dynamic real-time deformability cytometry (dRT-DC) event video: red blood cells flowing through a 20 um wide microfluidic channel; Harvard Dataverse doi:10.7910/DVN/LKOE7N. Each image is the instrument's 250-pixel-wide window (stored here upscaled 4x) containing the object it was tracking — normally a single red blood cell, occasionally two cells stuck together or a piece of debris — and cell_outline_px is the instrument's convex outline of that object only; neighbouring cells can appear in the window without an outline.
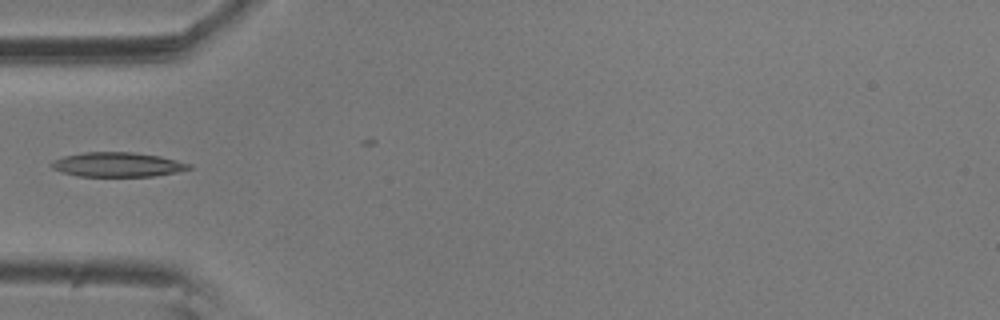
{"species": "common noctule bat (a hibernating species)", "species_latin": "Nyctalus noctula", "temperature_condition": "room temperature", "stored_images_in_passage": 5, "camera_frame_rate_fps": 3000, "um_per_image_px": 0.085, "animal": {"sex": "male", "body_mass_g": 20.5, "forearm_length_mm": 52.5}, "frame": {"image": 1, "passage_image": 1, "time_ms": 0.0, "image_size_px": [1000, 320], "cell_outline_px": [[192, 168], [176, 172], [152, 176], [76, 176], [52, 168], [52, 160], [64, 156], [84, 152], [132, 152], [160, 156], [192, 164]], "centroid_in_image_um": [10.0, 13.98], "position_along_channel_um": 75.0, "area_um2": 19.48}}
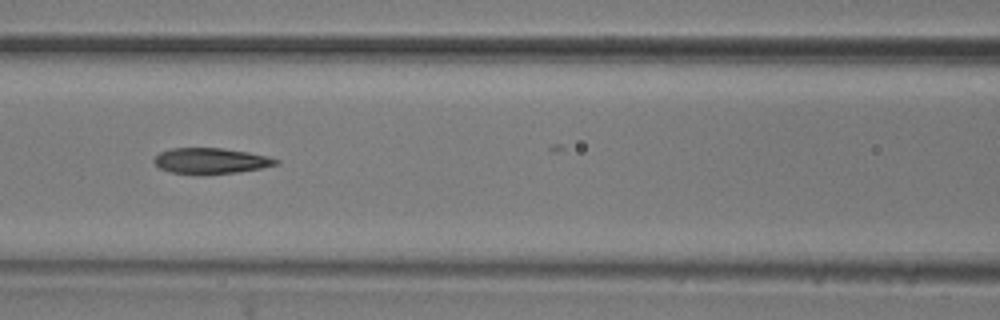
{"frame": {"image": 2, "passage_image": 3, "time_ms": 0.667, "image_size_px": [1000, 320], "cell_outline_px": [[280, 160], [276, 164], [260, 168], [236, 172], [204, 176], [196, 176], [172, 172], [160, 168], [152, 160], [160, 152], [172, 148], [224, 148], [248, 152], [268, 156]], "centroid_in_image_um": [17.89, 13.69], "position_along_channel_um": 148.7, "area_um2": 18.55}}
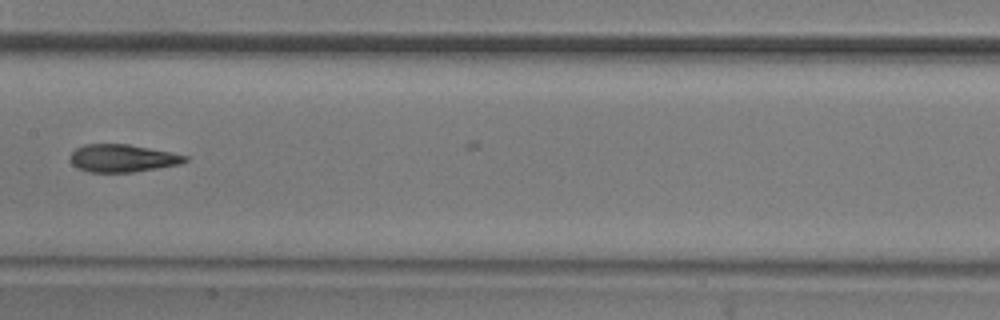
{"frame": {"image": 3, "passage_image": 4, "time_ms": 1.0, "image_size_px": [1000, 320], "cell_outline_px": [[188, 160], [180, 164], [132, 172], [88, 172], [72, 164], [72, 152], [76, 148], [84, 144], [128, 144], [188, 156]], "centroid_in_image_um": [10.41, 13.45], "position_along_channel_um": 197.0, "area_um2": 18.15}}